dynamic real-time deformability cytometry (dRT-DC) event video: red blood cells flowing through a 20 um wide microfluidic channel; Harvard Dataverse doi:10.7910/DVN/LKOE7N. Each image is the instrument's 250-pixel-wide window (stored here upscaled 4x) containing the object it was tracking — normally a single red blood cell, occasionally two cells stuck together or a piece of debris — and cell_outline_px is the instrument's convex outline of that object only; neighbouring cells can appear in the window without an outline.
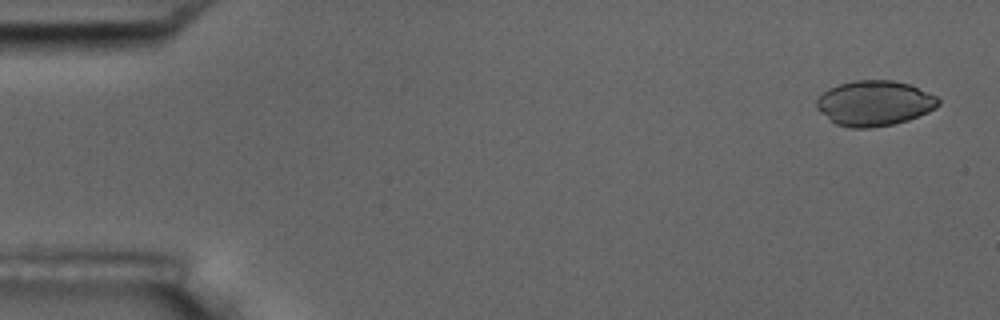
{"species": "common noctule bat (a hibernating species)", "species_latin": "Nyctalus noctula", "temperature_condition": "room temperature", "stored_images_in_passage": 5, "camera_frame_rate_fps": 3000, "um_per_image_px": 0.085, "animal": {"sex": "male", "body_mass_g": 17.5, "forearm_length_mm": 52.3}, "frame": {"image": 1, "passage_image": 1, "time_ms": 0.0, "image_size_px": [1000, 320], "cell_outline_px": [[940, 104], [936, 108], [928, 112], [908, 120], [896, 124], [872, 128], [852, 128], [836, 124], [820, 112], [816, 108], [816, 100], [828, 88], [840, 84], [856, 80], [892, 80], [908, 84], [936, 96], [940, 100]], "centroid_in_image_um": [74.33, 8.78], "position_along_channel_um": 10.7, "area_um2": 32.08}}